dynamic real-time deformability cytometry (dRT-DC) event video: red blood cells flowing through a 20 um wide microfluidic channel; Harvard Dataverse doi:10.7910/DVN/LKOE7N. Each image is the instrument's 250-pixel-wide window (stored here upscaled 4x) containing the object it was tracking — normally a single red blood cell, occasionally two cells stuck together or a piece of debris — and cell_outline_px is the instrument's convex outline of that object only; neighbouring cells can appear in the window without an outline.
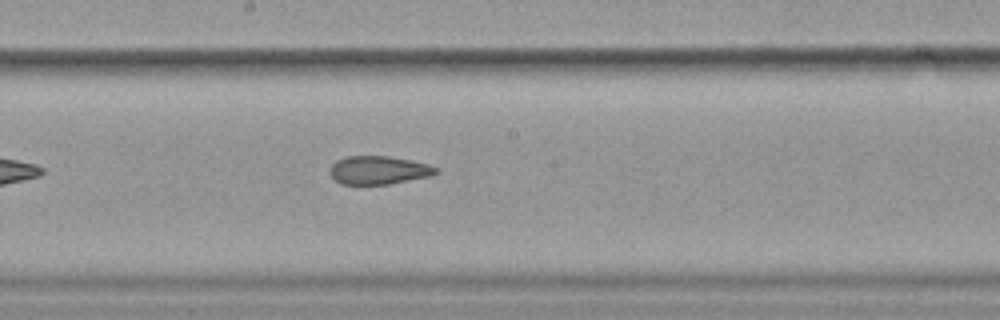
{"species": "common noctule bat (a hibernating species)", "species_latin": "Nyctalus noctula", "temperature_condition": "cold", "stored_images_in_passage": 9, "camera_frame_rate_fps": 3000, "um_per_image_px": 0.085, "animal": {"sex": "female", "body_mass_g": 19.9}, "frame": {"image": 1, "passage_image": 9, "time_ms": 9.667, "image_size_px": [1000, 320], "cell_outline_px": [[440, 172], [428, 176], [388, 184], [340, 184], [332, 176], [332, 164], [336, 160], [348, 156], [388, 156], [428, 164], [440, 168]], "centroid_in_image_um": [32.21, 14.46], "position_along_channel_um": 216.0, "area_um2": 17.22}}